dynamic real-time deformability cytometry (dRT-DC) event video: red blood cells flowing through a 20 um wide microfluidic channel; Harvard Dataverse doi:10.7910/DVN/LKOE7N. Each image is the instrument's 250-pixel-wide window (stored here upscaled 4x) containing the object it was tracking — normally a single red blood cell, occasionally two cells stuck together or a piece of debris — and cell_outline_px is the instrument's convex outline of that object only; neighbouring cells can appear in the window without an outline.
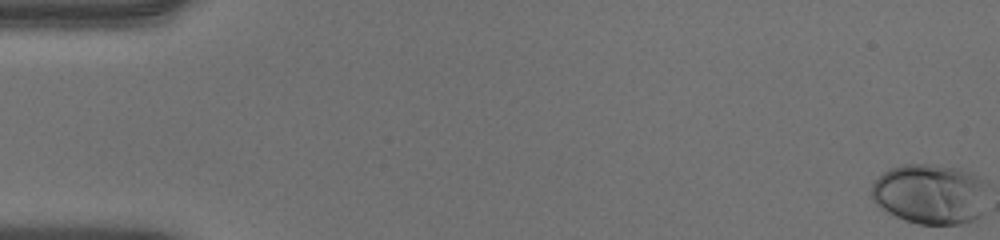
{"species": "human", "species_latin": "Homo sapiens", "temperature_condition": "warm", "stored_images_in_passage": 50, "camera_frame_rate_fps": 3000, "um_per_image_px": 0.085, "donor": {"sex": "male"}, "frame": {"image": 1, "passage_image": 1, "time_ms": 0.0, "image_size_px": [1000, 240], "cell_outline_px": [[960, 220], [952, 224], [924, 224], [908, 220], [892, 212], [876, 196], [876, 184], [888, 172], [900, 168], [924, 168], [944, 172], [952, 176]], "centroid_in_image_um": [78.18, 16.62], "position_along_channel_um": 6.8, "area_um2": 26.99}}
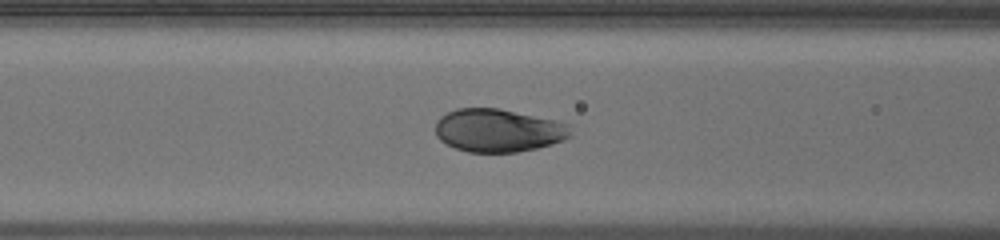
{"frame": {"image": 2, "passage_image": 22, "time_ms": 7.0, "image_size_px": [1000, 240], "cell_outline_px": [[564, 136], [560, 140], [548, 144], [532, 148], [512, 152], [472, 152], [456, 148], [448, 144], [436, 132], [436, 124], [448, 112], [460, 108], [496, 108], [544, 120], [552, 124]], "centroid_in_image_um": [42.06, 11.1], "position_along_channel_um": 124.5, "area_um2": 30.81}}
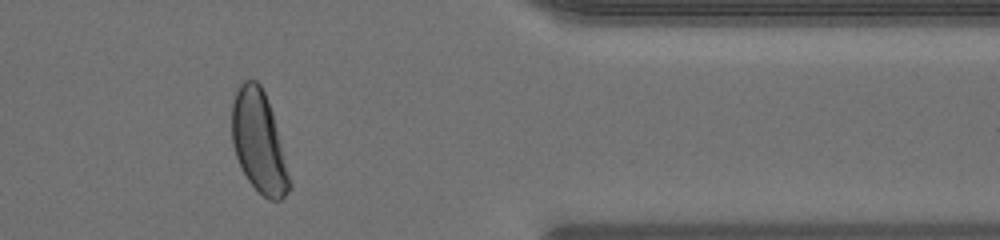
{"frame": {"image": 3, "passage_image": 43, "time_ms": 14.0, "image_size_px": [1000, 240], "cell_outline_px": [[288, 188], [284, 196], [280, 200], [272, 200], [264, 196], [248, 180], [236, 156], [232, 140], [232, 108], [236, 96], [240, 88], [248, 80], [256, 80], [260, 84], [264, 92], [272, 116], [288, 180]], "centroid_in_image_um": [21.94, 12.06], "position_along_channel_um": 389.5, "area_um2": 31.73}, "authors_computed_cell_mechanics": {"area_um2": 30.7207, "velocity_mm_per_s": 4.0641, "shape_relaxation_time_tau1_ms": 2.4077, "shape_relaxation_time_tau2_ms": null, "deformation_change_tau1": 0.1318, "deformation_change_tau2": null}}